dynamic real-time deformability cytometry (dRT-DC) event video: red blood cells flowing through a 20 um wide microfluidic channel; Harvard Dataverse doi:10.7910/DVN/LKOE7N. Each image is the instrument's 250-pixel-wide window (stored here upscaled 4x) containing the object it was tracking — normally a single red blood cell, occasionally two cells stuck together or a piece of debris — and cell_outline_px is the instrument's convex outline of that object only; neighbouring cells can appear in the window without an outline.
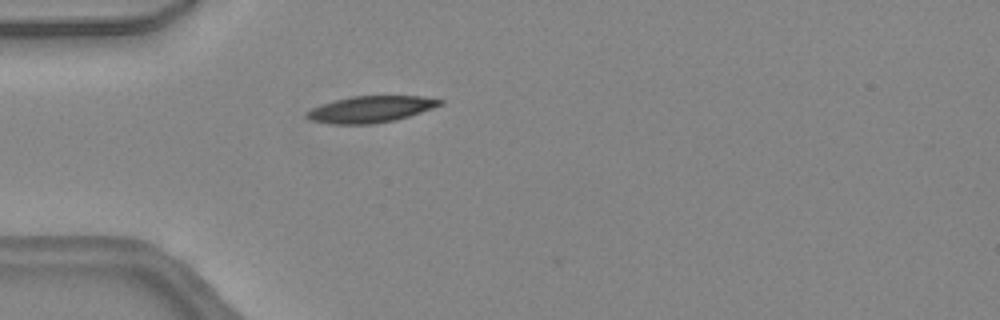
{"species": "common noctule bat (a hibernating species)", "species_latin": "Nyctalus noctula", "temperature_condition": "warm", "stored_images_in_passage": 33, "camera_frame_rate_fps": 3000, "um_per_image_px": 0.085, "animal": {"sex": "female", "body_mass_g": 24.6, "forearm_length_mm": 56.2}, "frame": {"image": 1, "passage_image": 1, "time_ms": 0.0, "image_size_px": [1000, 320], "cell_outline_px": [[444, 104], [396, 120], [372, 124], [332, 124], [312, 120], [304, 116], [304, 112], [312, 108], [336, 100], [352, 96], [420, 96], [444, 100]], "centroid_in_image_um": [31.51, 9.29], "position_along_channel_um": 53.5, "area_um2": 20.4}}
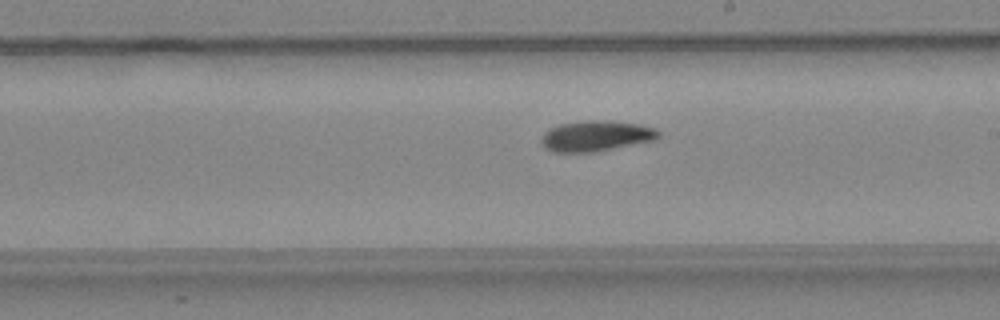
{"frame": {"image": 2, "passage_image": 14, "time_ms": 4.333, "image_size_px": [1000, 320], "cell_outline_px": [[660, 136], [656, 140], [596, 152], [552, 152], [544, 148], [540, 140], [544, 132], [548, 128], [560, 124], [588, 120], [604, 120], [640, 124], [656, 128], [660, 132]], "centroid_in_image_um": [50.67, 11.56], "position_along_channel_um": 238.3, "area_um2": 21.21}}
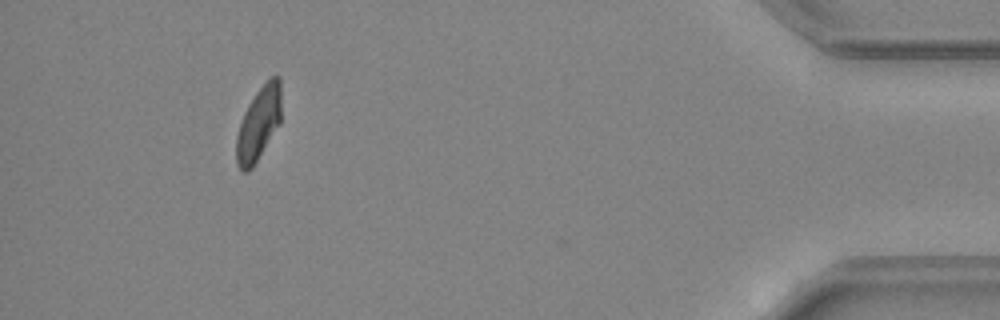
{"frame": {"image": 3, "passage_image": 30, "time_ms": 9.667, "image_size_px": [1000, 320], "cell_outline_px": [[280, 124], [252, 168], [248, 172], [240, 172], [236, 164], [236, 136], [244, 112], [248, 104], [256, 92], [272, 76], [280, 76]], "centroid_in_image_um": [21.96, 10.56], "position_along_channel_um": 413.2, "area_um2": 19.19}, "authors_computed_cell_mechanics": {"area_um2": 20.2878, "velocity_mm_per_s": 4.4656, "shape_relaxation_time_tau1_ms": 3.8075, "shape_relaxation_time_tau2_ms": 10.1893, "deformation_change_tau1": 0.157, "deformation_change_tau2": 0.1928}}